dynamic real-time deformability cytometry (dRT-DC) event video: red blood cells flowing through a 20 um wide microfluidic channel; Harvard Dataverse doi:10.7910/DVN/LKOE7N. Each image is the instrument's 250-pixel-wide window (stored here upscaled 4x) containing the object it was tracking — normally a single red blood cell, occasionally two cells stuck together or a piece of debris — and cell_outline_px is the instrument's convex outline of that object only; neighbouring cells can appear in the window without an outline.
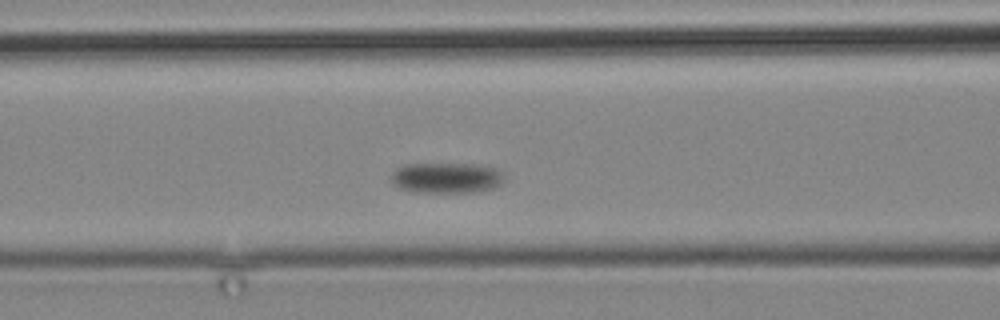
{"species": "common noctule bat (a hibernating species)", "species_latin": "Nyctalus noctula", "temperature_condition": "cold", "stored_images_in_passage": 3, "camera_frame_rate_fps": 3000, "um_per_image_px": 0.085, "animal": {"sex": "male", "body_mass_g": 19.2, "forearm_length_mm": 51.8}, "frame": {"image": 1, "passage_image": 3, "time_ms": 2.333, "image_size_px": [1000, 320], "cell_outline_px": [[504, 180], [496, 188], [472, 192], [416, 192], [400, 188], [392, 184], [392, 172], [396, 168], [404, 164], [472, 164], [496, 168], [504, 172]], "centroid_in_image_um": [37.97, 15.11], "position_along_channel_um": 128.6, "area_um2": 20.29}}